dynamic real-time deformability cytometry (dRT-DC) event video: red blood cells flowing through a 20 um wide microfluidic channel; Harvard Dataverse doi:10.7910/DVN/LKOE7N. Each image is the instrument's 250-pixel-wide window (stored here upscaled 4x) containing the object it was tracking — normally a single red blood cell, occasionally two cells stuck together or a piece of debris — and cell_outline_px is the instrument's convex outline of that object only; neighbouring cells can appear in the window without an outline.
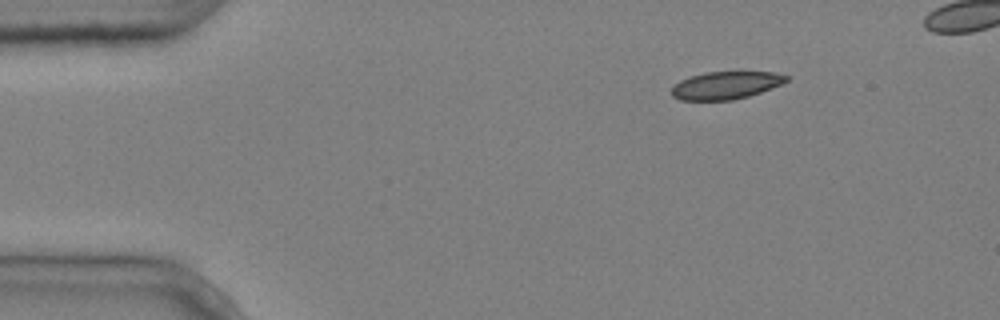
{"species": "common noctule bat (a hibernating species)", "species_latin": "Nyctalus noctula", "temperature_condition": "cold", "stored_images_in_passage": 4, "camera_frame_rate_fps": 3000, "um_per_image_px": 0.085, "animal": {"sex": "male", "body_mass_g": 20.4}, "frame": {"image": 1, "passage_image": 1, "time_ms": 0.0, "image_size_px": [1000, 320], "cell_outline_px": [[788, 80], [780, 84], [760, 92], [748, 96], [732, 100], [680, 100], [672, 96], [672, 88], [680, 80], [688, 76], [704, 72], [776, 72], [788, 76]], "centroid_in_image_um": [61.66, 7.24], "position_along_channel_um": 23.3, "area_um2": 18.38}}